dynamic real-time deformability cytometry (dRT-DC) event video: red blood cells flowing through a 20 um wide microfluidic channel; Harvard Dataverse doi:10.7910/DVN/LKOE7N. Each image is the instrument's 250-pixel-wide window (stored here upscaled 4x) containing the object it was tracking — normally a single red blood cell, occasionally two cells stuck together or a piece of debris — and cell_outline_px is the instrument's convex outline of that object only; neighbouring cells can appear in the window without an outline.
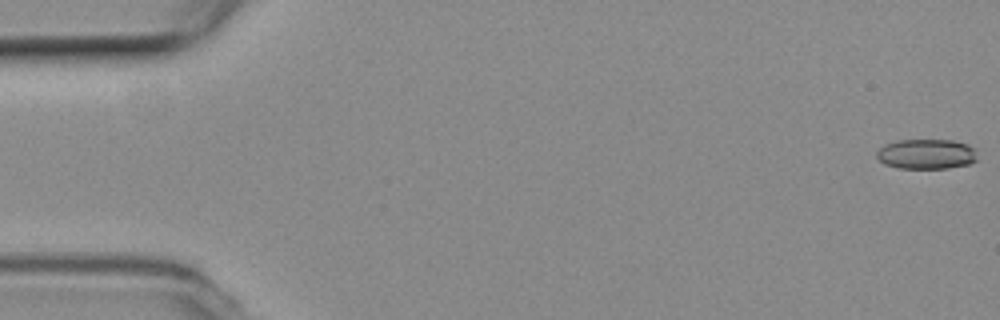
{"species": "common noctule bat (a hibernating species)", "species_latin": "Nyctalus noctula", "temperature_condition": "room temperature", "stored_images_in_passage": 55, "camera_frame_rate_fps": 3000, "um_per_image_px": 0.085, "animal": {"sex": "female", "body_mass_g": 19.3, "forearm_length_mm": 54.1}, "frame": {"image": 1, "passage_image": 1, "time_ms": 0.0, "image_size_px": [1000, 320], "cell_outline_px": [[976, 160], [968, 164], [948, 168], [900, 168], [884, 164], [876, 156], [876, 152], [884, 144], [896, 140], [952, 140], [968, 144], [976, 148]], "centroid_in_image_um": [78.75, 13.08], "position_along_channel_um": 6.3, "area_um2": 17.69}}
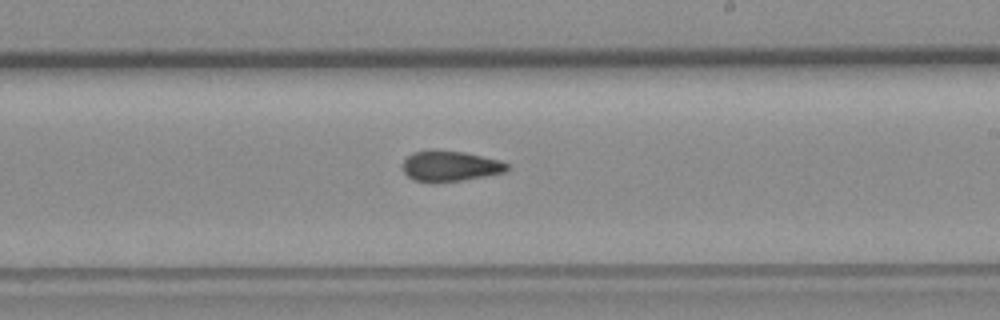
{"frame": {"image": 2, "passage_image": 32, "time_ms": 10.333, "image_size_px": [1000, 320], "cell_outline_px": [[508, 168], [504, 172], [464, 180], [412, 180], [400, 168], [404, 160], [412, 152], [432, 148], [464, 152], [500, 160], [508, 164]], "centroid_in_image_um": [38.22, 14.06], "position_along_channel_um": 250.8, "area_um2": 18.44}}
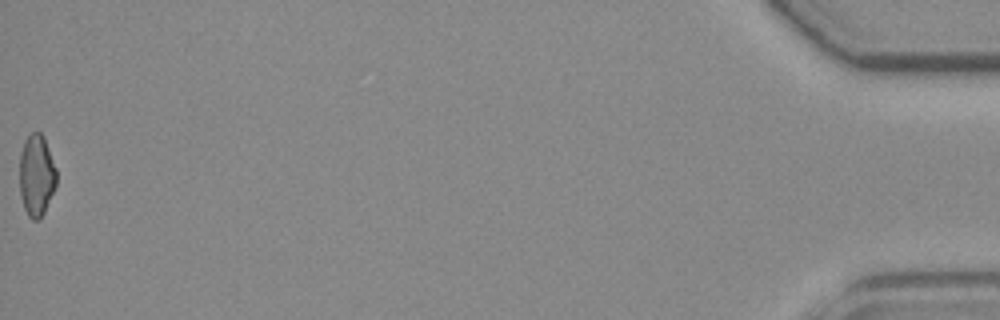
{"frame": {"image": 3, "passage_image": 55, "time_ms": 18.0, "image_size_px": [1000, 320], "cell_outline_px": [[56, 184], [44, 212], [40, 220], [32, 220], [28, 216], [24, 208], [20, 196], [20, 152], [24, 140], [32, 132], [40, 132], [44, 136], [56, 168]], "centroid_in_image_um": [3.09, 14.9], "position_along_channel_um": 432.1, "area_um2": 17.63}, "authors_computed_cell_mechanics": {"area_um2": 18.5538, "velocity_mm_per_s": 3.7816, "shape_relaxation_time_tau1_ms": null, "shape_relaxation_time_tau2_ms": 4.1747, "deformation_change_tau1": null, "deformation_change_tau2": 0.1053}}